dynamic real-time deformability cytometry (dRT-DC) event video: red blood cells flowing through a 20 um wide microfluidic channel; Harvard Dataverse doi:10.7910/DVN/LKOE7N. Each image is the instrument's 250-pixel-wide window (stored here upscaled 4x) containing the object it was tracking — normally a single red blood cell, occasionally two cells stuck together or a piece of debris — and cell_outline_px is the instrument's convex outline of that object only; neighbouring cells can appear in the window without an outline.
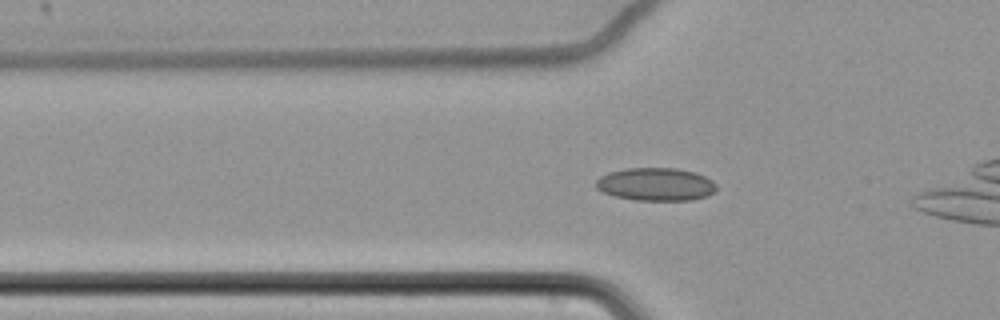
{"species": "common noctule bat (a hibernating species)", "species_latin": "Nyctalus noctula", "temperature_condition": "cold", "stored_images_in_passage": 32, "camera_frame_rate_fps": 3000, "um_per_image_px": 0.085, "animal": {"sex": "female", "body_mass_g": 22.7, "forearm_length_mm": 54.2}, "frame": {"image": 1, "passage_image": 3, "time_ms": 0.667, "image_size_px": [1000, 320], "cell_outline_px": [[716, 188], [708, 196], [692, 200], [636, 200], [616, 196], [604, 192], [596, 188], [596, 180], [600, 176], [608, 172], [628, 168], [676, 168], [696, 172], [712, 180], [716, 184]], "centroid_in_image_um": [55.75, 15.66], "position_along_channel_um": 70.0, "area_um2": 23.12}}
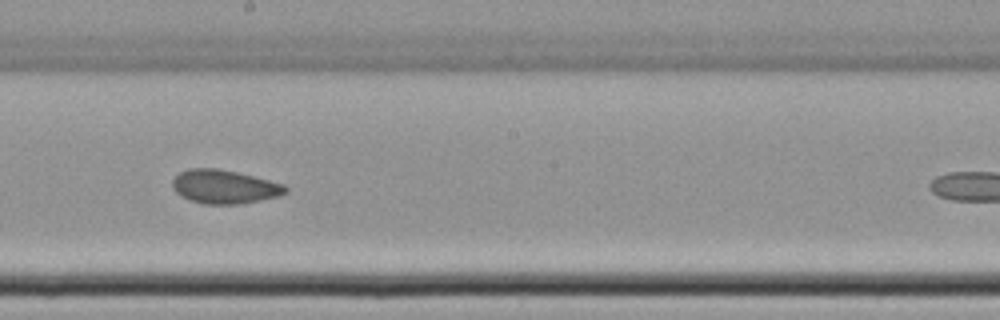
{"frame": {"image": 2, "passage_image": 17, "time_ms": 5.333, "image_size_px": [1000, 320], "cell_outline_px": [[288, 192], [280, 196], [240, 204], [204, 204], [192, 200], [176, 192], [172, 188], [172, 180], [180, 172], [188, 168], [216, 168], [236, 172], [284, 184], [288, 188]], "centroid_in_image_um": [19.09, 15.87], "position_along_channel_um": 229.1, "area_um2": 22.08}}
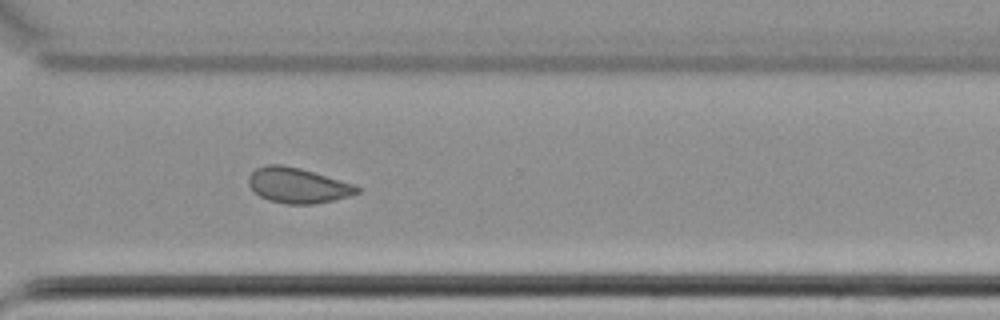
{"frame": {"image": 3, "passage_image": 27, "time_ms": 8.667, "image_size_px": [1000, 320], "cell_outline_px": [[360, 192], [348, 196], [316, 204], [284, 204], [268, 200], [260, 196], [248, 184], [248, 176], [256, 168], [264, 164], [284, 164], [300, 168], [356, 184], [360, 188]], "centroid_in_image_um": [25.31, 15.75], "position_along_channel_um": 345.3, "area_um2": 22.48}}